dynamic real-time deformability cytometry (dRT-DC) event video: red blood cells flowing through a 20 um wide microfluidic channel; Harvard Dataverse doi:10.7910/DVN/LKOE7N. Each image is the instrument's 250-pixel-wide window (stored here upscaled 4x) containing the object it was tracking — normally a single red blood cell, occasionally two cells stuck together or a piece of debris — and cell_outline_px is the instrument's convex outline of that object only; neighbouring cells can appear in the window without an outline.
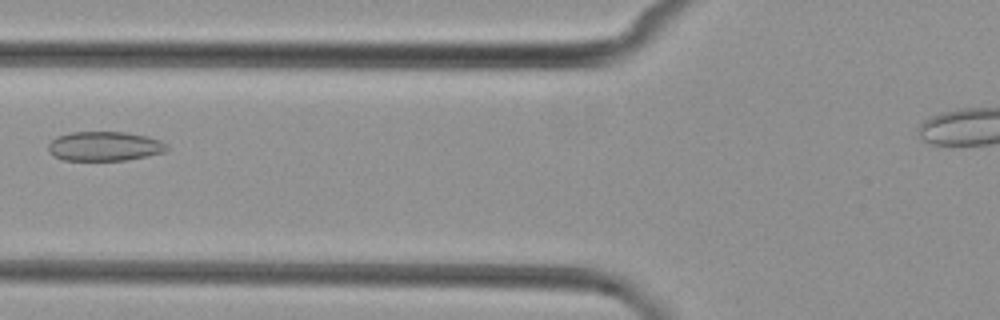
{"species": "common noctule bat (a hibernating species)", "species_latin": "Nyctalus noctula", "temperature_condition": "cold", "stored_images_in_passage": 4, "camera_frame_rate_fps": 3000, "um_per_image_px": 0.085, "animal": {"sex": "female", "body_mass_g": 29.2, "forearm_length_mm": 56.3}, "frame": {"image": 1, "passage_image": 4, "time_ms": 3.667, "image_size_px": [1000, 320], "cell_outline_px": [[168, 148], [164, 152], [124, 160], [64, 160], [48, 152], [48, 144], [56, 136], [72, 132], [124, 132], [148, 136], [160, 140], [168, 144]], "centroid_in_image_um": [8.88, 12.42], "position_along_channel_um": 116.9, "area_um2": 20.23}}